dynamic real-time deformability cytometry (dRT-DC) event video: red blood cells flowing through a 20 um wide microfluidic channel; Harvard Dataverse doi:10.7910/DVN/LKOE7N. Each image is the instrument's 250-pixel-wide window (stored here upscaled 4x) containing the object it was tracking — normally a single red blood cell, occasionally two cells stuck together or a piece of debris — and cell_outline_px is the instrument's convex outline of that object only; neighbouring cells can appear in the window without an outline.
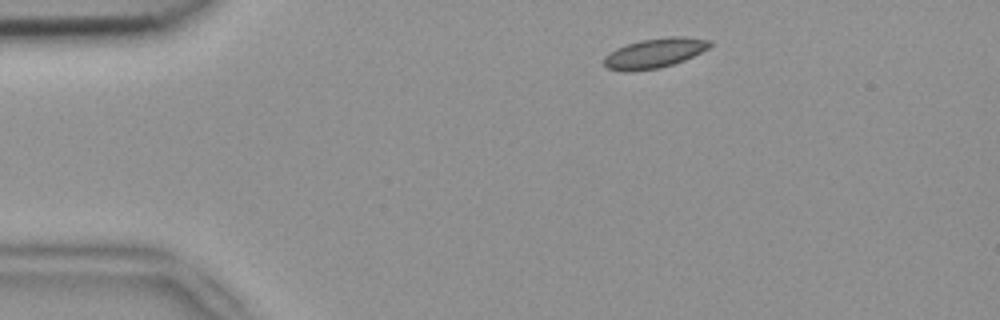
{"species": "common noctule bat (a hibernating species)", "species_latin": "Nyctalus noctula", "temperature_condition": "room temperature", "stored_images_in_passage": 5, "camera_frame_rate_fps": 3000, "um_per_image_px": 0.085, "animal": {"sex": "female", "body_mass_g": 18.4}, "frame": {"image": 1, "passage_image": 1, "time_ms": 0.0, "image_size_px": [1000, 320], "cell_outline_px": [[712, 44], [708, 48], [684, 60], [660, 68], [628, 72], [624, 72], [608, 68], [604, 64], [604, 56], [608, 52], [616, 48], [640, 40], [668, 36], [684, 36], [712, 40]], "centroid_in_image_um": [55.62, 4.51], "position_along_channel_um": 29.4, "area_um2": 18.44}}
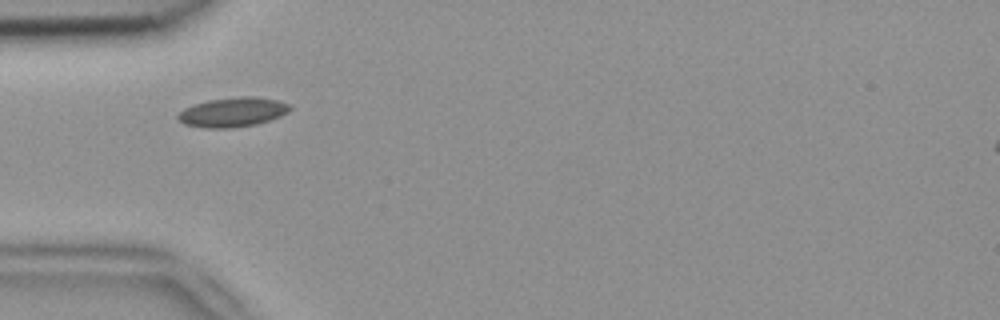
{"frame": {"image": 2, "passage_image": 3, "time_ms": 0.667, "image_size_px": [1000, 320], "cell_outline_px": [[292, 108], [288, 112], [280, 116], [256, 124], [232, 128], [204, 128], [184, 124], [176, 116], [184, 108], [192, 104], [208, 100], [240, 96], [252, 96], [280, 100], [288, 104]], "centroid_in_image_um": [19.77, 9.52], "position_along_channel_um": 65.2, "area_um2": 19.31}}